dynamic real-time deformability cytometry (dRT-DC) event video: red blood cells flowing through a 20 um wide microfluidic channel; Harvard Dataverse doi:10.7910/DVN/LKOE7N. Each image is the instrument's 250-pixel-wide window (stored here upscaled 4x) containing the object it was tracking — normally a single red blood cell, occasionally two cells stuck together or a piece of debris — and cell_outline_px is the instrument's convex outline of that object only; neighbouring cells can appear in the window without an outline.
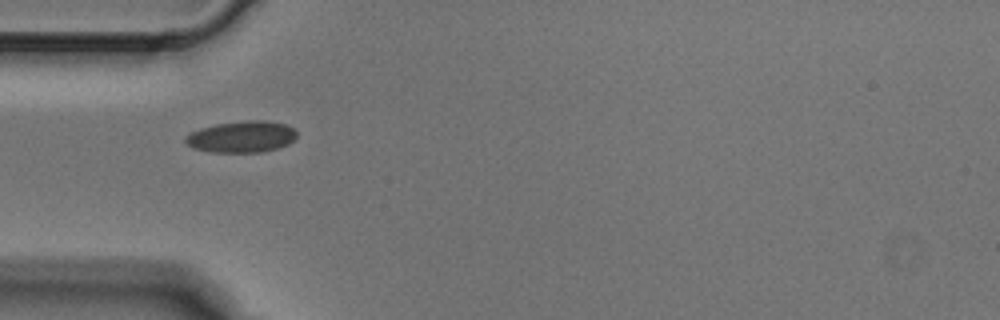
{"species": "Egyptian fruit bat (a non-hibernating species)", "species_latin": "Rousettus aegyptiacus", "temperature_condition": "cold", "stored_images_in_passage": 4, "camera_frame_rate_fps": 3000, "um_per_image_px": 0.085, "animal": {"sex": "male"}, "frame": {"image": 1, "passage_image": 1, "time_ms": 0.0, "image_size_px": [1000, 320], "cell_outline_px": [[296, 136], [288, 144], [276, 148], [260, 152], [212, 152], [192, 148], [184, 140], [184, 136], [200, 128], [216, 124], [248, 120], [264, 120], [284, 124], [292, 128], [296, 132]], "centroid_in_image_um": [20.5, 11.62], "position_along_channel_um": 64.5, "area_um2": 20.23}}
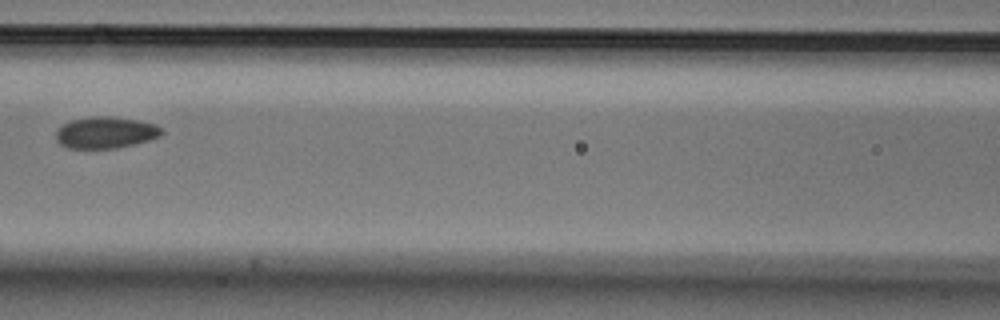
{"frame": {"image": 2, "passage_image": 3, "time_ms": 0.667, "image_size_px": [1000, 320], "cell_outline_px": [[164, 132], [160, 136], [136, 144], [116, 148], [68, 148], [60, 144], [56, 140], [56, 128], [72, 120], [92, 116], [112, 116], [136, 120], [156, 124]], "centroid_in_image_um": [8.97, 11.26], "position_along_channel_um": 157.6, "area_um2": 19.48}}
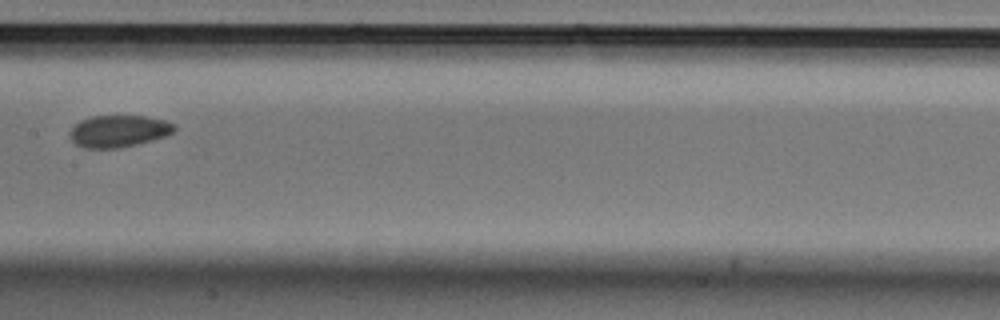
{"frame": {"image": 3, "passage_image": 4, "time_ms": 1.0, "image_size_px": [1000, 320], "cell_outline_px": [[176, 128], [172, 132], [164, 136], [152, 140], [136, 144], [116, 148], [84, 148], [76, 144], [68, 136], [68, 132], [80, 120], [92, 116], [144, 116], [164, 120], [176, 124]], "centroid_in_image_um": [10.05, 11.14], "position_along_channel_um": 197.3, "area_um2": 19.36}}